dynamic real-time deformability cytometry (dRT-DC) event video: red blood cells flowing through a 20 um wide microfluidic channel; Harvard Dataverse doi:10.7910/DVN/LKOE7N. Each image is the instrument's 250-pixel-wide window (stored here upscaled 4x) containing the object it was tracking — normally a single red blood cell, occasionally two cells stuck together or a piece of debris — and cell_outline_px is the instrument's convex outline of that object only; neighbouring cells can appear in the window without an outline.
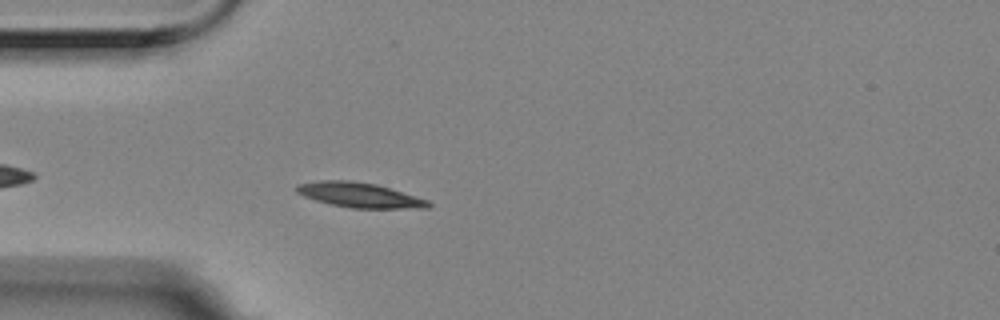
{"species": "Egyptian fruit bat (a non-hibernating species)", "species_latin": "Rousettus aegyptiacus", "temperature_condition": "room temperature", "stored_images_in_passage": 4, "camera_frame_rate_fps": 3000, "um_per_image_px": 0.085, "animal": {"sex": "female"}, "frame": {"image": 1, "passage_image": 4, "time_ms": 1.0, "image_size_px": [1000, 320], "cell_outline_px": [[432, 204], [428, 208], [352, 208], [332, 204], [316, 200], [304, 196], [296, 192], [296, 184], [320, 180], [352, 180], [376, 184], [428, 200]], "centroid_in_image_um": [30.54, 16.57], "position_along_channel_um": 54.5, "area_um2": 18.96}}